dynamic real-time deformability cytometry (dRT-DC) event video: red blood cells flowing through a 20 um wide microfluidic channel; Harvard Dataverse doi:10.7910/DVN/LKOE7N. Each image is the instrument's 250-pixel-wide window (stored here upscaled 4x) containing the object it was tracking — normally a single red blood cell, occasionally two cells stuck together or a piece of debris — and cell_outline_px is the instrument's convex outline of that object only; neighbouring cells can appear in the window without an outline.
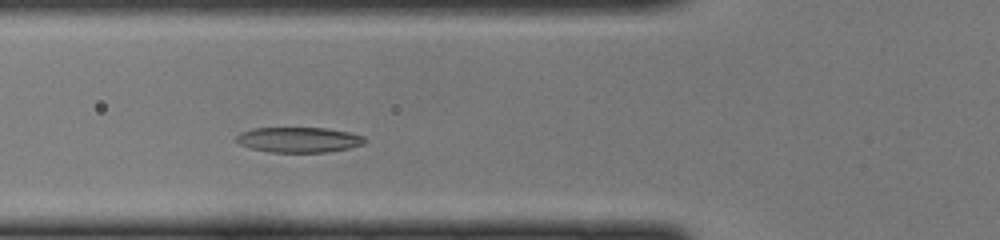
{"species": "common noctule bat (a hibernating species)", "species_latin": "Nyctalus noctula", "temperature_condition": "cold", "stored_images_in_passage": 31, "camera_frame_rate_fps": 3000, "um_per_image_px": 0.085, "animal": {"sex": "female", "body_mass_g": 22.0, "forearm_length_mm": 56.7}, "frame": {"image": 1, "passage_image": 6, "time_ms": 1.667, "image_size_px": [1000, 240], "cell_outline_px": [[364, 144], [348, 148], [328, 152], [268, 152], [252, 148], [240, 144], [232, 140], [240, 132], [252, 128], [324, 128], [348, 132], [364, 136]], "centroid_in_image_um": [25.34, 11.88], "position_along_channel_um": 100.5, "area_um2": 18.9}}
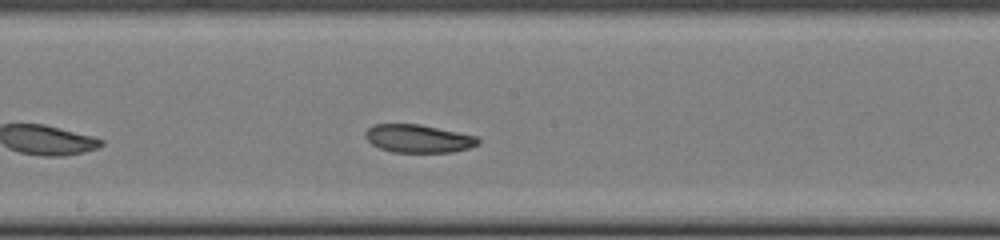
{"frame": {"image": 2, "passage_image": 14, "time_ms": 4.333, "image_size_px": [1000, 240], "cell_outline_px": [[480, 144], [468, 148], [452, 152], [392, 152], [380, 148], [372, 144], [364, 136], [364, 132], [372, 124], [420, 124], [476, 136], [480, 140]], "centroid_in_image_um": [35.54, 11.77], "position_along_channel_um": 212.7, "area_um2": 18.44}}
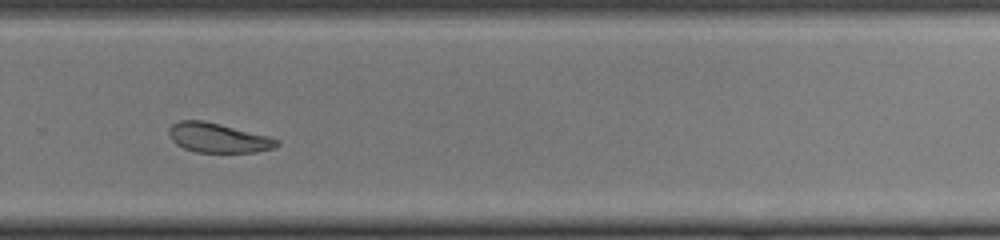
{"frame": {"image": 3, "passage_image": 21, "time_ms": 6.667, "image_size_px": [1000, 240], "cell_outline_px": [[280, 144], [272, 148], [256, 152], [196, 152], [184, 148], [176, 144], [172, 140], [168, 132], [168, 128], [172, 124], [180, 120], [204, 120], [268, 136], [280, 140]], "centroid_in_image_um": [18.52, 11.71], "position_along_channel_um": 311.3, "area_um2": 18.5}}